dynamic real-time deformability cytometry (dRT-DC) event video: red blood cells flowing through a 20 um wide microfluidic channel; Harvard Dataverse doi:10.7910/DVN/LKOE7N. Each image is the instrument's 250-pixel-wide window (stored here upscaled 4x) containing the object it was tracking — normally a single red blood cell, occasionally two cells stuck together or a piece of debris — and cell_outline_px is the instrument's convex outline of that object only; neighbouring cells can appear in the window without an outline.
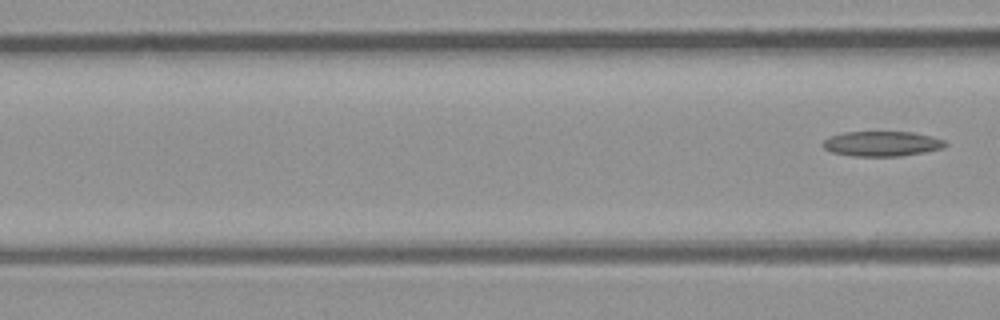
{"species": "common noctule bat (a hibernating species)", "species_latin": "Nyctalus noctula", "temperature_condition": "room temperature", "stored_images_in_passage": 8, "camera_frame_rate_fps": 3000, "um_per_image_px": 0.085, "animal": {"sex": "male", "body_mass_g": 23.1, "forearm_length_mm": 52.7}, "frame": {"image": 1, "passage_image": 8, "time_ms": 9.0, "image_size_px": [1000, 320], "cell_outline_px": [[948, 144], [944, 148], [924, 152], [900, 156], [852, 156], [832, 152], [824, 148], [820, 144], [828, 136], [844, 132], [912, 132], [932, 136], [944, 140]], "centroid_in_image_um": [74.94, 12.21], "position_along_channel_um": 91.7, "area_um2": 17.98}}